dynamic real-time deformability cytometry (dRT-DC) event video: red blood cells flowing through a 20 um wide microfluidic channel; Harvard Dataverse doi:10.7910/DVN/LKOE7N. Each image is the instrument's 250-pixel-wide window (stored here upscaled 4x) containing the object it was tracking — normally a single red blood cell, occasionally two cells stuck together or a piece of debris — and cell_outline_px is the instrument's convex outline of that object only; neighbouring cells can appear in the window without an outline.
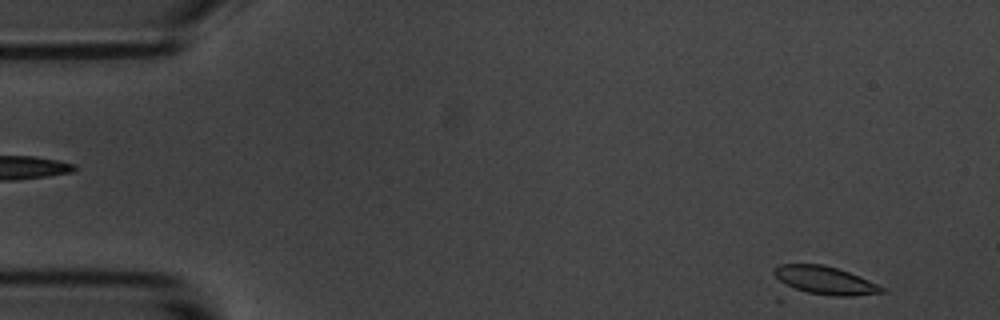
{"species": "common noctule bat (a hibernating species)", "species_latin": "Nyctalus noctula", "temperature_condition": "room temperature", "stored_images_in_passage": 20, "camera_frame_rate_fps": 3000, "um_per_image_px": 0.085, "animal": {"sex": "male", "body_mass_g": 20.1, "forearm_length_mm": 53.5}, "frame": {"image": 1, "passage_image": 2, "time_ms": 0.333, "image_size_px": [1000, 320], "cell_outline_px": [[884, 292], [848, 296], [832, 296], [808, 292], [796, 288], [780, 280], [772, 272], [772, 268], [780, 264], [824, 264], [848, 272], [868, 280], [884, 288]], "centroid_in_image_um": [70.1, 23.81], "position_along_channel_um": 14.9, "area_um2": 17.11}}
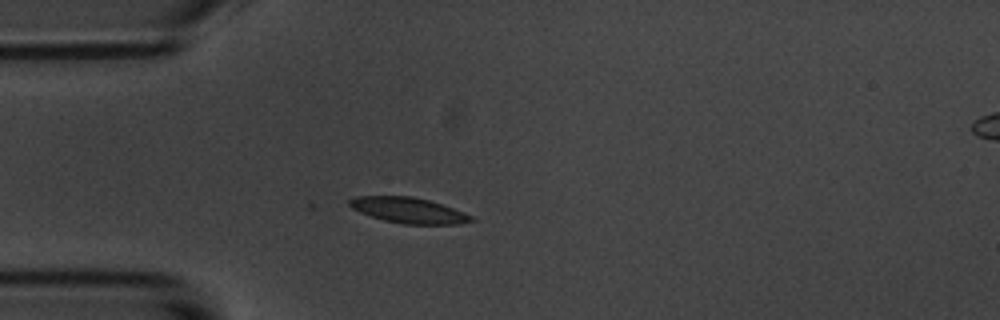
{"frame": {"image": 2, "passage_image": 13, "time_ms": 4.0, "image_size_px": [1000, 320], "cell_outline_px": [[476, 220], [460, 224], [404, 224], [384, 220], [360, 212], [352, 208], [348, 204], [348, 200], [356, 196], [412, 196], [428, 200], [464, 212], [472, 216]], "centroid_in_image_um": [34.73, 17.87], "position_along_channel_um": 50.3, "area_um2": 18.03}}
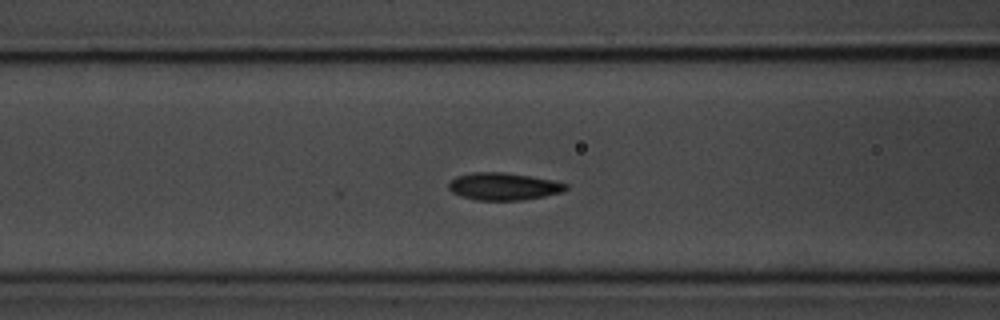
{"frame": {"image": 3, "passage_image": 20, "time_ms": 6.333, "image_size_px": [1000, 320], "cell_outline_px": [[568, 188], [564, 192], [544, 196], [520, 200], [476, 200], [460, 196], [452, 192], [448, 188], [448, 184], [456, 176], [472, 172], [504, 172], [552, 180], [568, 184]], "centroid_in_image_um": [42.79, 15.85], "position_along_channel_um": 123.8, "area_um2": 18.67}}